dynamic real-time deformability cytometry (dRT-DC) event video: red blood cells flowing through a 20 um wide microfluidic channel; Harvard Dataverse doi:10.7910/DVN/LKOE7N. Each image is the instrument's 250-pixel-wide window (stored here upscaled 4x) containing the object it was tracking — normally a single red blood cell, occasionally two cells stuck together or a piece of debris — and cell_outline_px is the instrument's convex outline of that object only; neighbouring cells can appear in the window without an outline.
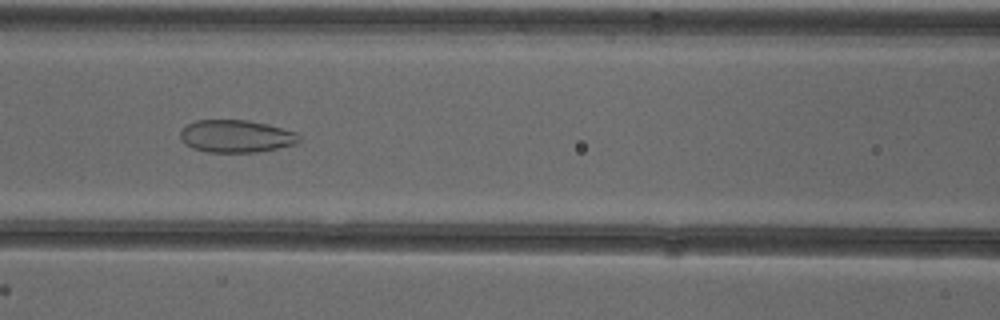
{"species": "common noctule bat (a hibernating species)", "species_latin": "Nyctalus noctula", "temperature_condition": "cold", "stored_images_in_passage": 53, "camera_frame_rate_fps": 3000, "um_per_image_px": 0.085, "animal": {"sex": "female"}, "frame": {"image": 1, "passage_image": 24, "time_ms": 7.667, "image_size_px": [1000, 320], "cell_outline_px": [[300, 140], [296, 144], [256, 152], [208, 152], [192, 148], [184, 144], [180, 140], [180, 132], [188, 124], [196, 120], [248, 120], [268, 124], [296, 132], [300, 136]], "centroid_in_image_um": [20.06, 11.58], "position_along_channel_um": 146.5, "area_um2": 22.54}}
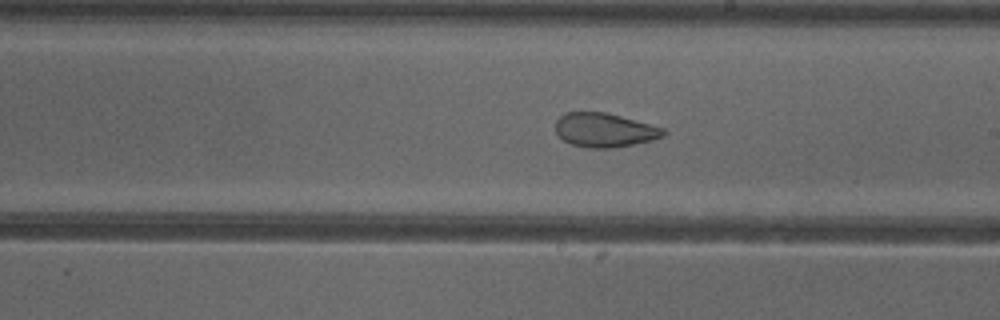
{"frame": {"image": 2, "passage_image": 31, "time_ms": 10.0, "image_size_px": [1000, 320], "cell_outline_px": [[668, 132], [664, 136], [652, 140], [612, 148], [588, 148], [572, 144], [564, 140], [556, 132], [556, 120], [560, 116], [568, 112], [604, 112], [620, 116], [664, 128]], "centroid_in_image_um": [51.39, 11.06], "position_along_channel_um": 237.6, "area_um2": 21.21}}
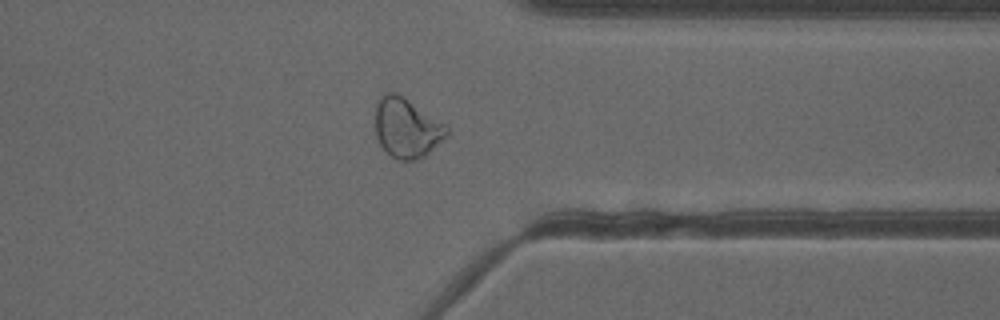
{"frame": {"image": 3, "passage_image": 42, "time_ms": 13.667, "image_size_px": [1000, 320], "cell_outline_px": [[448, 136], [420, 160], [400, 160], [392, 156], [380, 144], [376, 136], [376, 104], [380, 96], [388, 92], [396, 92], [448, 124]], "centroid_in_image_um": [34.61, 10.86], "position_along_channel_um": 376.8, "area_um2": 25.03}, "authors_computed_cell_mechanics": {"area_um2": 27.5706, "velocity_mm_per_s": 3.9063, "shape_relaxation_time_tau1_ms": null, "shape_relaxation_time_tau2_ms": 1.5422, "deformation_change_tau1": null, "deformation_change_tau2": 0.0763}}